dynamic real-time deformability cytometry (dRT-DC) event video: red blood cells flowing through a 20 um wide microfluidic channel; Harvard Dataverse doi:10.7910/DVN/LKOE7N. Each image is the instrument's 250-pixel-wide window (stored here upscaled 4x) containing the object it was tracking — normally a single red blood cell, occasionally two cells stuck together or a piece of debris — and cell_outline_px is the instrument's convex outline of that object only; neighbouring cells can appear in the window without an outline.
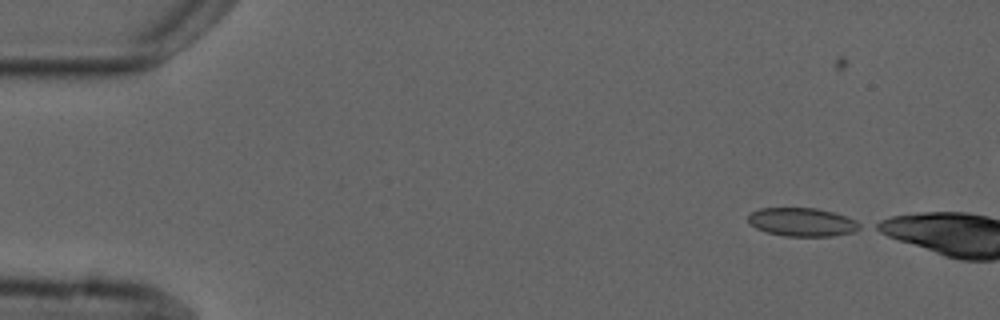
{"species": "common noctule bat (a hibernating species)", "species_latin": "Nyctalus noctula", "temperature_condition": "cold", "stored_images_in_passage": 6, "camera_frame_rate_fps": 3000, "um_per_image_px": 0.085, "animal": {"sex": "male", "forearm_length_mm": 52.5}, "frame": {"image": 1, "passage_image": 2, "time_ms": 1.333, "image_size_px": [1000, 320], "cell_outline_px": [[864, 228], [856, 232], [832, 236], [784, 236], [764, 232], [748, 224], [748, 216], [752, 212], [760, 208], [816, 208], [832, 212], [856, 220], [864, 224]], "centroid_in_image_um": [68.22, 18.89], "position_along_channel_um": 16.8, "area_um2": 18.84}}